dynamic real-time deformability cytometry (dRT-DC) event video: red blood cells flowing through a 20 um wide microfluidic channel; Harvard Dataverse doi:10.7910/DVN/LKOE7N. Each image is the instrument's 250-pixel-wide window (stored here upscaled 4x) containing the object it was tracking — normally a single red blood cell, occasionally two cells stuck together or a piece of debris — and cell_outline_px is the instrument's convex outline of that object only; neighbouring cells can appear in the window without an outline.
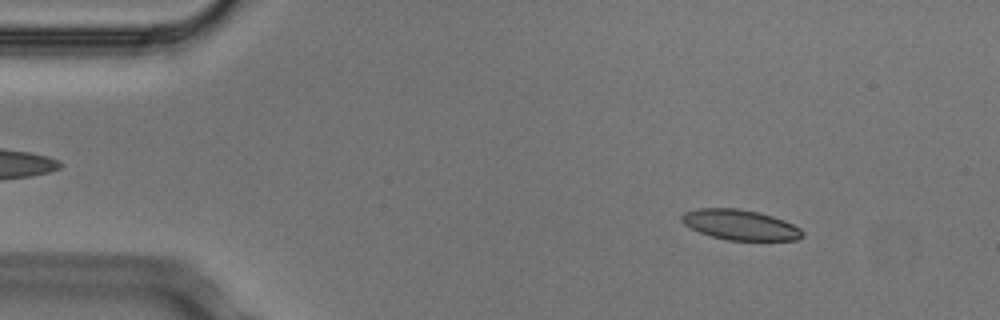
{"species": "Egyptian fruit bat (a non-hibernating species)", "species_latin": "Rousettus aegyptiacus", "temperature_condition": "cold", "stored_images_in_passage": 52, "camera_frame_rate_fps": 3000, "um_per_image_px": 0.085, "animal": {"sex": "male"}, "frame": {"image": 1, "passage_image": 6, "time_ms": 1.667, "image_size_px": [1000, 320], "cell_outline_px": [[804, 236], [796, 240], [728, 240], [712, 236], [700, 232], [684, 224], [680, 220], [680, 216], [684, 212], [696, 208], [736, 208], [756, 212], [772, 216], [784, 220], [800, 228], [804, 232]], "centroid_in_image_um": [62.9, 19.1], "position_along_channel_um": 22.1, "area_um2": 21.21}}
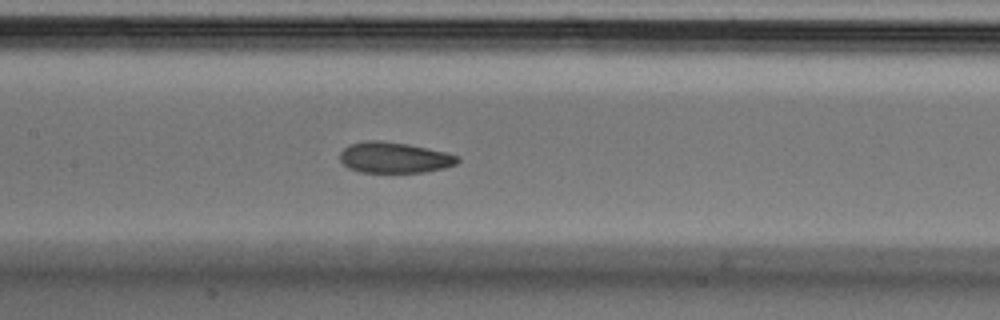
{"frame": {"image": 2, "passage_image": 24, "time_ms": 7.667, "image_size_px": [1000, 320], "cell_outline_px": [[460, 160], [456, 164], [444, 168], [424, 172], [360, 172], [348, 168], [340, 160], [340, 152], [344, 148], [352, 144], [368, 140], [376, 140], [408, 144], [448, 152], [460, 156]], "centroid_in_image_um": [33.55, 13.4], "position_along_channel_um": 173.8, "area_um2": 21.15}}
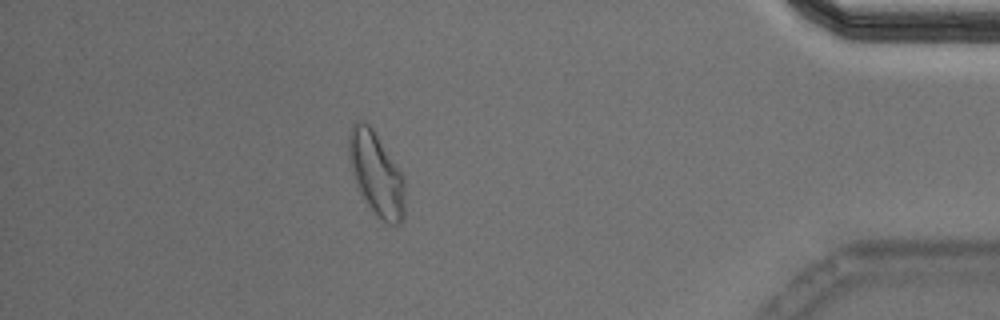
{"frame": {"image": 3, "passage_image": 46, "time_ms": 15.0, "image_size_px": [1000, 320], "cell_outline_px": [[404, 216], [400, 224], [388, 224], [368, 204], [356, 188], [348, 156], [348, 132], [352, 124], [356, 120], [364, 120], [372, 128], [404, 176]], "centroid_in_image_um": [31.95, 14.72], "position_along_channel_um": 403.2, "area_um2": 27.17}, "authors_computed_cell_mechanics": {"area_um2": 21.7617, "velocity_mm_per_s": 3.7418, "shape_relaxation_time_tau1_ms": 4.3817, "shape_relaxation_time_tau2_ms": 2.9489, "deformation_change_tau1": 0.1144, "deformation_change_tau2": 0.0635}}